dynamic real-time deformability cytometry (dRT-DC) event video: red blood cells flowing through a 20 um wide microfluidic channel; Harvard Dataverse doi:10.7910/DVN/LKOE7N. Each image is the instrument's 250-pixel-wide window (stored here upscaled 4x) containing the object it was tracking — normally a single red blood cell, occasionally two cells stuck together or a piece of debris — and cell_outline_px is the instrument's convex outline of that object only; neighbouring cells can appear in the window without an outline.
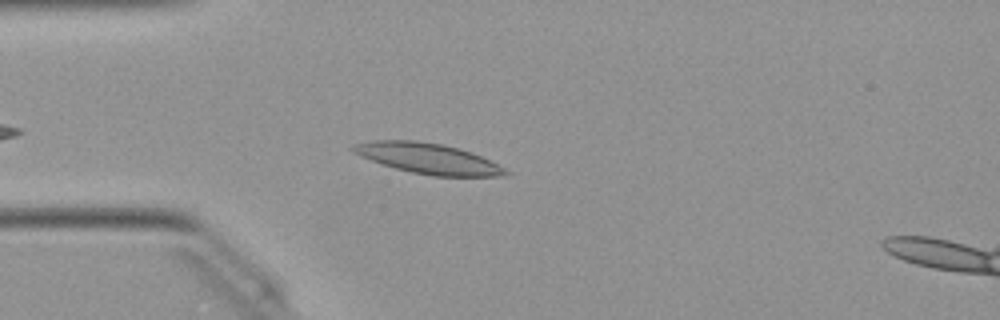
{"species": "Egyptian fruit bat (a non-hibernating species)", "species_latin": "Rousettus aegyptiacus", "temperature_condition": "warm", "stored_images_in_passage": 40, "camera_frame_rate_fps": 3000, "um_per_image_px": 0.085, "animal": {"sex": "female"}, "frame": {"image": 1, "passage_image": 6, "time_ms": 1.667, "image_size_px": [1000, 320], "cell_outline_px": [[512, 172], [500, 176], [432, 176], [412, 172], [396, 168], [360, 156], [352, 152], [348, 148], [356, 144], [376, 140], [416, 140], [444, 144], [460, 148], [480, 156]], "centroid_in_image_um": [36.37, 13.46], "position_along_channel_um": 48.6, "area_um2": 26.82}}
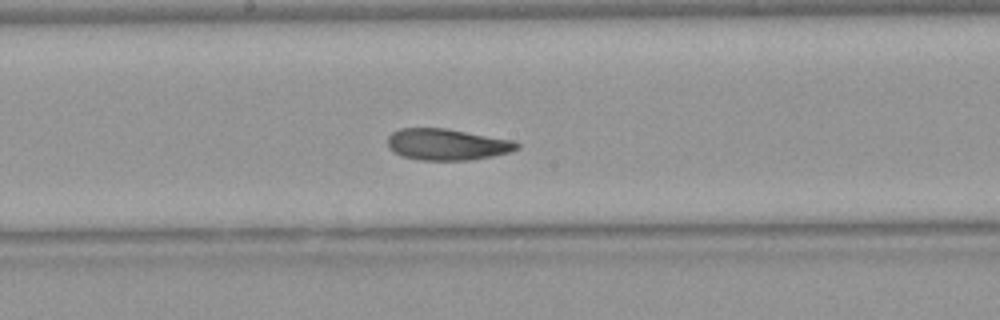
{"frame": {"image": 2, "passage_image": 19, "time_ms": 6.0, "image_size_px": [1000, 320], "cell_outline_px": [[520, 148], [508, 152], [492, 156], [468, 160], [420, 160], [404, 156], [388, 148], [388, 136], [392, 132], [400, 128], [444, 128], [512, 140], [520, 144]], "centroid_in_image_um": [37.99, 12.27], "position_along_channel_um": 210.2, "area_um2": 23.41}}
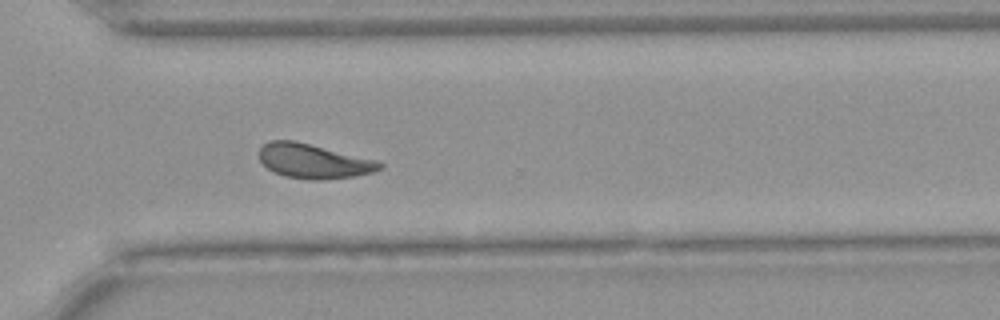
{"frame": {"image": 3, "passage_image": 29, "time_ms": 9.333, "image_size_px": [1000, 320], "cell_outline_px": [[384, 168], [372, 172], [356, 176], [324, 180], [312, 180], [284, 176], [268, 168], [260, 160], [260, 148], [268, 140], [292, 140], [372, 160], [384, 164]], "centroid_in_image_um": [26.62, 13.71], "position_along_channel_um": 344.0, "area_um2": 23.64}, "authors_computed_cell_mechanics": {"area_um2": 24.0737, "velocity_mm_per_s": 4.0137, "shape_relaxation_time_tau1_ms": 5.1962, "shape_relaxation_time_tau2_ms": 2.9163, "deformation_change_tau1": 0.1538, "deformation_change_tau2": 0.1106}}